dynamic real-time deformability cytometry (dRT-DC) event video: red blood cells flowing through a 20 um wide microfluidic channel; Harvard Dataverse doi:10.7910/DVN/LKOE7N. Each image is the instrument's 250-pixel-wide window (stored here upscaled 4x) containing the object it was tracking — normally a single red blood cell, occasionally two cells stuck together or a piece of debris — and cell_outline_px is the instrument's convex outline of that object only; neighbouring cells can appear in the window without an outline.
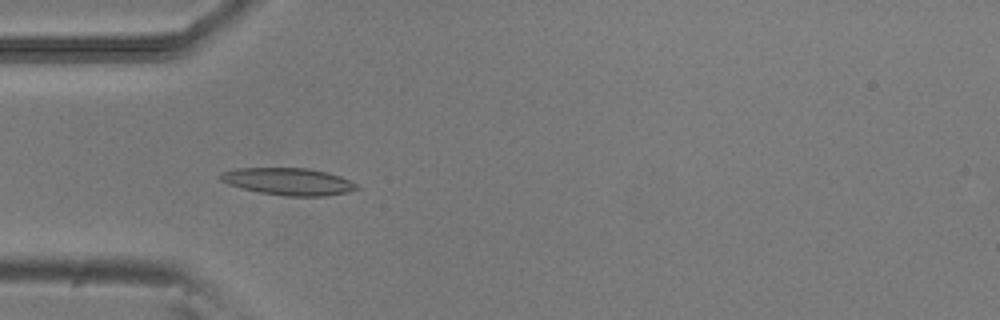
{"species": "common noctule bat (a hibernating species)", "species_latin": "Nyctalus noctula", "temperature_condition": "room temperature", "stored_images_in_passage": 51, "camera_frame_rate_fps": 3000, "um_per_image_px": 0.085, "animal": {"sex": "male", "body_mass_g": 20.5, "forearm_length_mm": 52.5}, "frame": {"image": 1, "passage_image": 15, "time_ms": 4.667, "image_size_px": [1000, 320], "cell_outline_px": [[360, 188], [348, 192], [324, 196], [284, 196], [260, 192], [228, 184], [220, 180], [216, 176], [220, 172], [236, 168], [308, 168], [328, 172], [340, 176], [356, 184]], "centroid_in_image_um": [24.48, 15.42], "position_along_channel_um": 60.5, "area_um2": 21.62}}
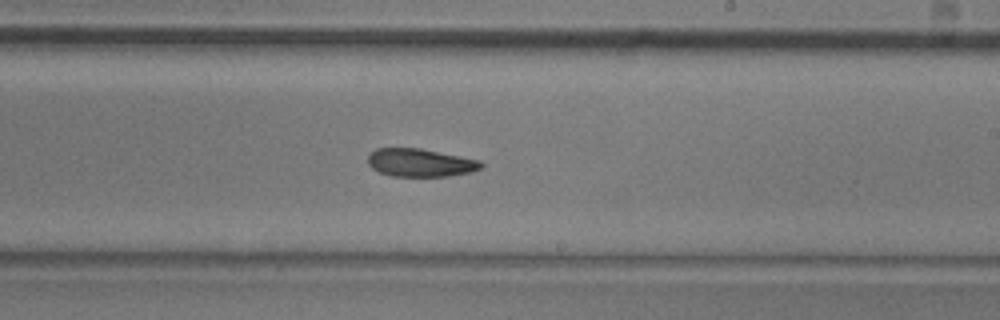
{"frame": {"image": 2, "passage_image": 30, "time_ms": 9.667, "image_size_px": [1000, 320], "cell_outline_px": [[484, 164], [480, 168], [472, 172], [448, 176], [392, 176], [380, 172], [372, 168], [368, 164], [368, 156], [376, 148], [420, 148], [480, 160]], "centroid_in_image_um": [35.73, 13.83], "position_along_channel_um": 253.3, "area_um2": 18.44}}
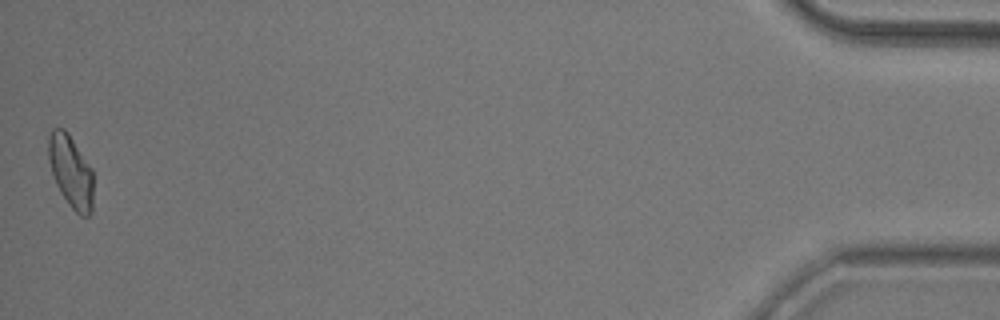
{"frame": {"image": 3, "passage_image": 51, "time_ms": 16.667, "image_size_px": [1000, 320], "cell_outline_px": [[92, 212], [88, 216], [80, 216], [68, 204], [60, 192], [56, 184], [48, 160], [48, 136], [52, 128], [64, 128], [68, 132], [92, 168]], "centroid_in_image_um": [6.01, 14.56], "position_along_channel_um": 429.2, "area_um2": 19.02}, "authors_computed_cell_mechanics": {"area_um2": 19.4208, "velocity_mm_per_s": 3.8795, "shape_relaxation_time_tau1_ms": 6.2964, "shape_relaxation_time_tau2_ms": 6.8813, "deformation_change_tau1": 0.1538, "deformation_change_tau2": 0.165}}